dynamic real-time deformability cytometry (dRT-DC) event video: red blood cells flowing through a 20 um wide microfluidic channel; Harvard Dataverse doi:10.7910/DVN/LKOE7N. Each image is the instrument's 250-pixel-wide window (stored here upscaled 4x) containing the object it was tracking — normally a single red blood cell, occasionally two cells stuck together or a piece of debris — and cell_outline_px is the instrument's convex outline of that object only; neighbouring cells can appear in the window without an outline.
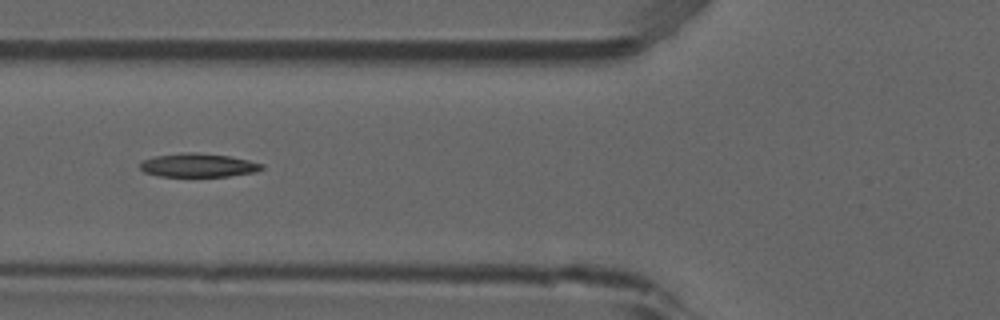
{"species": "common noctule bat (a hibernating species)", "species_latin": "Nyctalus noctula", "temperature_condition": "room temperature", "stored_images_in_passage": 6, "camera_frame_rate_fps": 3000, "um_per_image_px": 0.085, "animal": {"sex": "male", "forearm_length_mm": 52.5}, "frame": {"image": 1, "passage_image": 5, "time_ms": 1.333, "image_size_px": [1000, 320], "cell_outline_px": [[264, 168], [256, 172], [228, 176], [160, 176], [144, 172], [140, 168], [140, 164], [144, 160], [152, 156], [188, 152], [192, 152], [228, 156], [248, 160], [264, 164]], "centroid_in_image_um": [16.85, 14.04], "position_along_channel_um": 108.9, "area_um2": 16.65}}
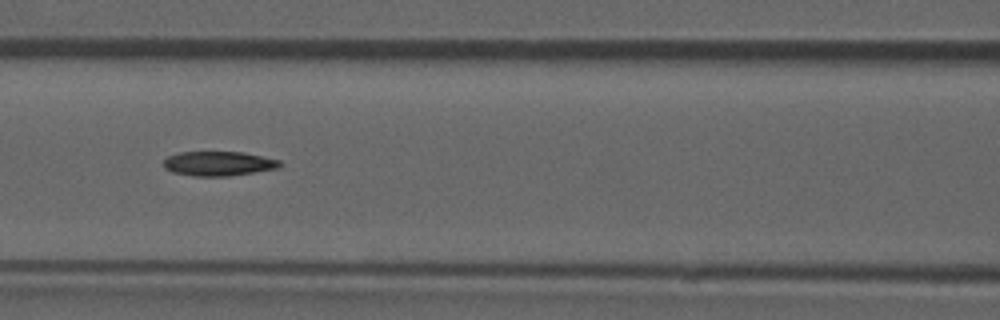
{"frame": {"image": 2, "passage_image": 6, "time_ms": 1.667, "image_size_px": [1000, 320], "cell_outline_px": [[280, 164], [276, 168], [228, 176], [192, 176], [172, 172], [164, 168], [164, 160], [168, 156], [180, 152], [244, 152], [280, 160]], "centroid_in_image_um": [18.52, 13.9], "position_along_channel_um": 148.1, "area_um2": 16.42}}